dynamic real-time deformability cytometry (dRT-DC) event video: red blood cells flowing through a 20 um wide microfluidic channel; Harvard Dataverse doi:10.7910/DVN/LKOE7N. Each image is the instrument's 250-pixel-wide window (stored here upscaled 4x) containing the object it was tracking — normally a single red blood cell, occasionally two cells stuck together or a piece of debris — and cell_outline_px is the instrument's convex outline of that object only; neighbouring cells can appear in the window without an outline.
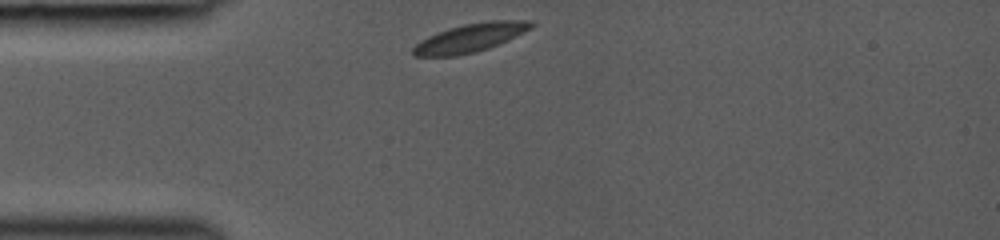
{"species": "common noctule bat (a hibernating species)", "species_latin": "Nyctalus noctula", "temperature_condition": "room temperature", "stored_images_in_passage": 6, "camera_frame_rate_fps": 3000, "um_per_image_px": 0.085, "animal": {"sex": "female", "body_mass_g": 19.0, "forearm_length_mm": 53.3}, "frame": {"image": 1, "passage_image": 1, "time_ms": 0.0, "image_size_px": [1000, 240], "cell_outline_px": [[536, 24], [532, 28], [524, 32], [488, 48], [476, 52], [456, 56], [412, 56], [412, 48], [420, 40], [436, 32], [448, 28], [464, 24], [488, 20], [532, 20]], "centroid_in_image_um": [39.96, 3.2], "position_along_channel_um": 45.0, "area_um2": 19.71}}
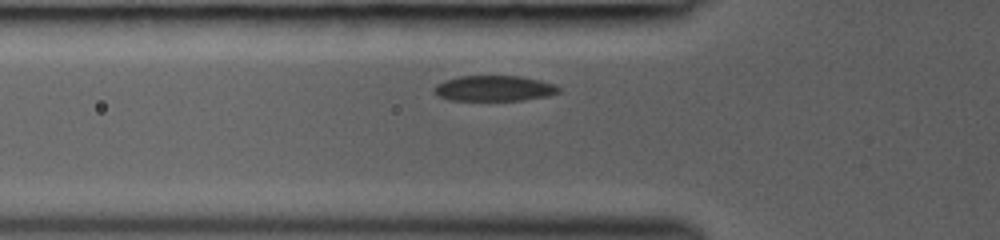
{"frame": {"image": 2, "passage_image": 5, "time_ms": 1.333, "image_size_px": [1000, 240], "cell_outline_px": [[560, 92], [548, 96], [524, 100], [448, 100], [440, 96], [432, 88], [436, 84], [444, 80], [456, 76], [520, 76], [540, 80], [556, 84], [560, 88]], "centroid_in_image_um": [42.02, 7.5], "position_along_channel_um": 83.8, "area_um2": 18.67}}